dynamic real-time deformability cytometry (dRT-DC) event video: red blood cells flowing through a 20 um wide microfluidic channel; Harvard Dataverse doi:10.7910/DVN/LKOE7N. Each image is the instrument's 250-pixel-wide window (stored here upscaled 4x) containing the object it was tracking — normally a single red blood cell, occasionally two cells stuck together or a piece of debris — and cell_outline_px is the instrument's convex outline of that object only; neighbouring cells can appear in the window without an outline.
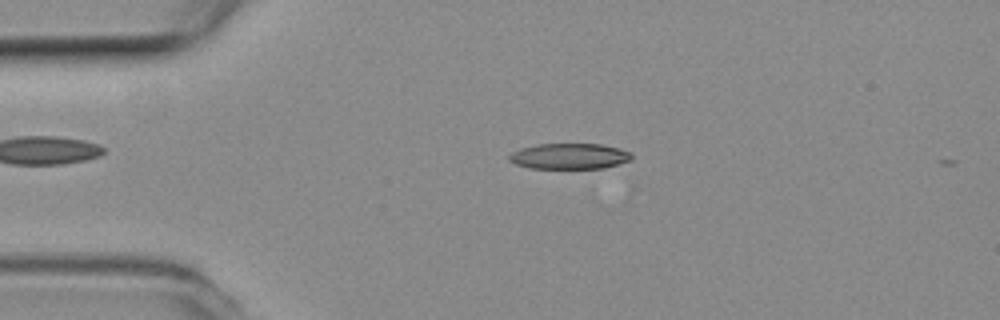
{"species": "common noctule bat (a hibernating species)", "species_latin": "Nyctalus noctula", "temperature_condition": "room temperature", "stored_images_in_passage": 5, "camera_frame_rate_fps": 3000, "um_per_image_px": 0.085, "animal": {"sex": "female", "body_mass_g": 19.3, "forearm_length_mm": 54.1}, "frame": {"image": 1, "passage_image": 3, "time_ms": 0.667, "image_size_px": [1000, 320], "cell_outline_px": [[632, 160], [604, 168], [528, 168], [516, 164], [508, 160], [508, 156], [512, 152], [520, 148], [540, 144], [600, 144], [616, 148], [628, 152], [632, 156]], "centroid_in_image_um": [48.36, 13.28], "position_along_channel_um": 36.6, "area_um2": 18.21}}